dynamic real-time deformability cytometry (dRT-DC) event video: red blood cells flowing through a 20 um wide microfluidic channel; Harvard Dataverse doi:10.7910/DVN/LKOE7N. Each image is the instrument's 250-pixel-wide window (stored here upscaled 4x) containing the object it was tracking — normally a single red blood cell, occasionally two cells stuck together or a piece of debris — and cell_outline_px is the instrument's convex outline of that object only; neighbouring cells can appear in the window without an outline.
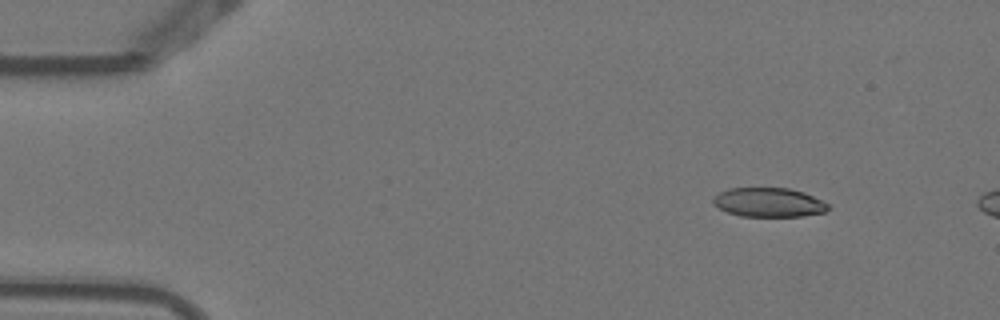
{"species": "Egyptian fruit bat (a non-hibernating species)", "species_latin": "Rousettus aegyptiacus", "temperature_condition": "warm", "stored_images_in_passage": 4, "camera_frame_rate_fps": 3000, "um_per_image_px": 0.085, "animal": {"sex": "female"}, "frame": {"image": 1, "passage_image": 2, "time_ms": 0.333, "image_size_px": [1000, 320], "cell_outline_px": [[828, 208], [824, 212], [804, 216], [740, 216], [728, 212], [712, 204], [712, 200], [720, 192], [728, 188], [788, 188], [804, 192], [828, 204]], "centroid_in_image_um": [65.32, 17.2], "position_along_channel_um": 19.7, "area_um2": 19.36}}